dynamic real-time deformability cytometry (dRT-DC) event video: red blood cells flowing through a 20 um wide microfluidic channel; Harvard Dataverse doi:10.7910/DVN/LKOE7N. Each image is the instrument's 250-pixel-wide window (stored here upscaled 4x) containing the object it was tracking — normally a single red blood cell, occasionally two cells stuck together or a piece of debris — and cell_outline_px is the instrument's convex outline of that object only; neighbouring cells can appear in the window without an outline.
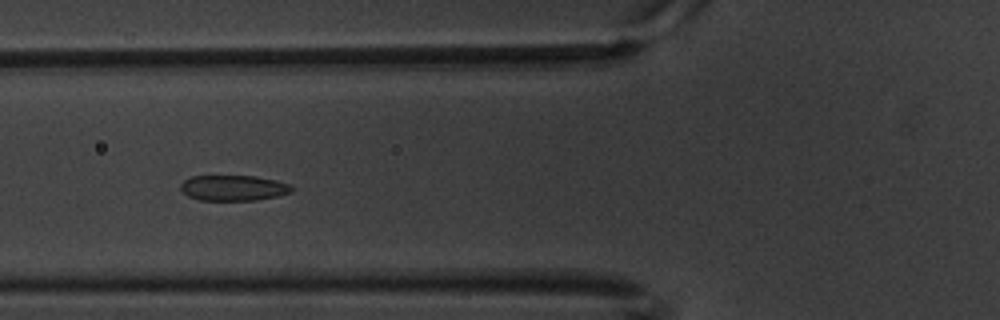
{"species": "common noctule bat (a hibernating species)", "species_latin": "Nyctalus noctula", "temperature_condition": "warm", "stored_images_in_passage": 10, "camera_frame_rate_fps": 3000, "um_per_image_px": 0.085, "animal": {"sex": "male", "body_mass_g": 20.1, "forearm_length_mm": 53.5}, "frame": {"image": 1, "passage_image": 6, "time_ms": 1.667, "image_size_px": [1000, 320], "cell_outline_px": [[292, 192], [276, 196], [256, 200], [200, 200], [188, 196], [180, 188], [180, 184], [184, 180], [192, 176], [256, 176], [276, 180], [292, 184]], "centroid_in_image_um": [19.85, 15.97], "position_along_channel_um": 105.9, "area_um2": 16.53}}
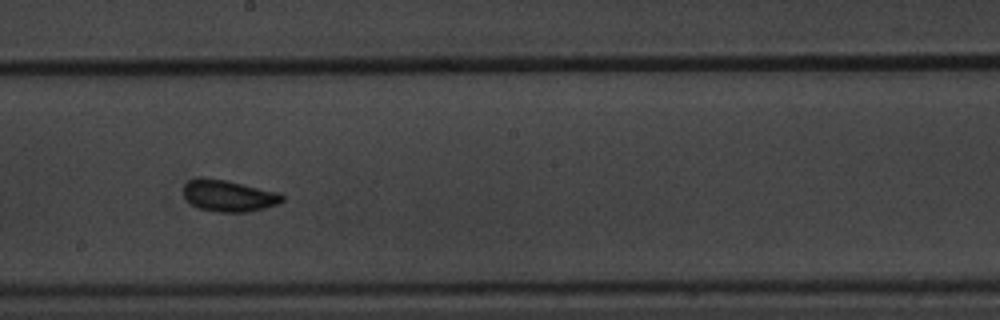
{"frame": {"image": 2, "passage_image": 9, "time_ms": 2.667, "image_size_px": [1000, 320], "cell_outline_px": [[284, 200], [280, 204], [248, 212], [216, 212], [200, 208], [192, 204], [184, 196], [184, 184], [188, 180], [200, 176], [224, 180], [280, 192], [284, 196]], "centroid_in_image_um": [19.46, 16.63], "position_along_channel_um": 228.7, "area_um2": 18.26}}
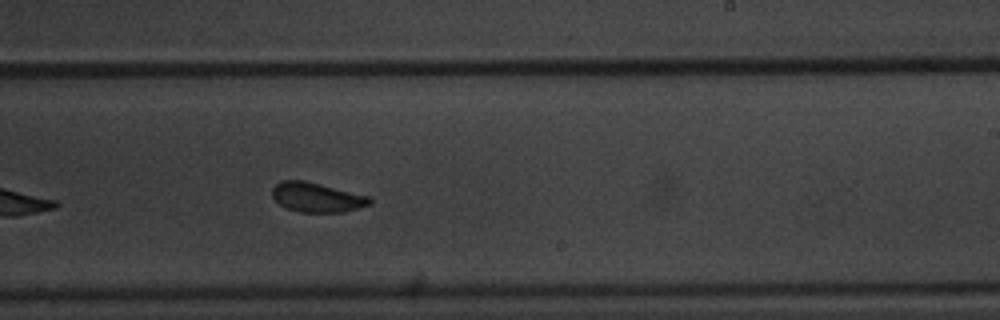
{"frame": {"image": 3, "passage_image": 10, "time_ms": 3.0, "image_size_px": [1000, 320], "cell_outline_px": [[372, 204], [344, 212], [300, 212], [288, 208], [280, 204], [272, 196], [272, 188], [280, 180], [304, 180], [368, 196], [372, 200]], "centroid_in_image_um": [26.92, 16.77], "position_along_channel_um": 262.1, "area_um2": 16.65}}